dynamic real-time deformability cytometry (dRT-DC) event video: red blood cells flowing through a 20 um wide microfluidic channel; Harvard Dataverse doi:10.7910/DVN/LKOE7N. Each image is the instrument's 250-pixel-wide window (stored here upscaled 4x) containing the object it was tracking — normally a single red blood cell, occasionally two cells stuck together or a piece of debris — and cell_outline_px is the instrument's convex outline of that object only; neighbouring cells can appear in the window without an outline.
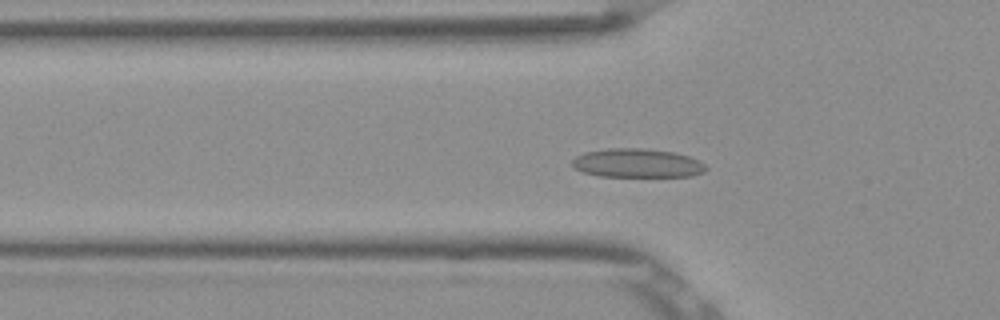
{"species": "Egyptian fruit bat (a non-hibernating species)", "species_latin": "Rousettus aegyptiacus", "temperature_condition": "room temperature", "stored_images_in_passage": 53, "camera_frame_rate_fps": 3000, "um_per_image_px": 0.085, "frame": {"image": 1, "passage_image": 18, "time_ms": 5.667, "image_size_px": [1000, 320], "cell_outline_px": [[708, 168], [704, 172], [692, 176], [600, 176], [584, 172], [576, 168], [572, 164], [572, 160], [576, 156], [584, 152], [608, 148], [644, 148], [676, 152], [688, 156], [704, 164]], "centroid_in_image_um": [54.17, 13.85], "position_along_channel_um": 71.6, "area_um2": 22.43}}
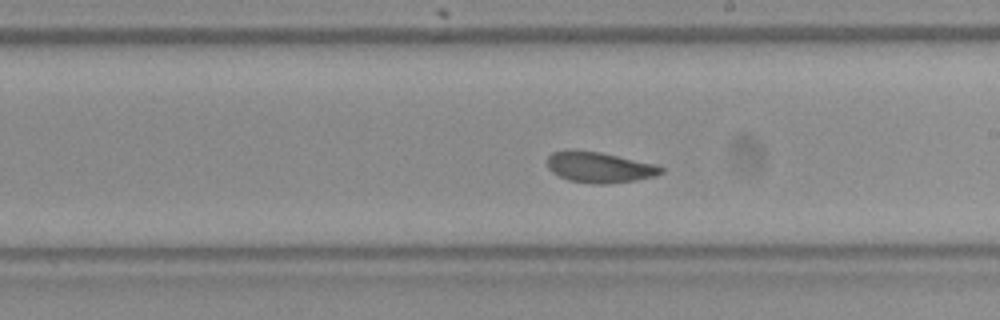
{"frame": {"image": 2, "passage_image": 31, "time_ms": 10.0, "image_size_px": [1000, 320], "cell_outline_px": [[664, 172], [656, 176], [636, 180], [604, 184], [596, 184], [568, 180], [552, 172], [548, 168], [548, 156], [552, 152], [600, 152], [656, 164], [664, 168]], "centroid_in_image_um": [51.02, 14.25], "position_along_channel_um": 238.0, "area_um2": 19.88}}
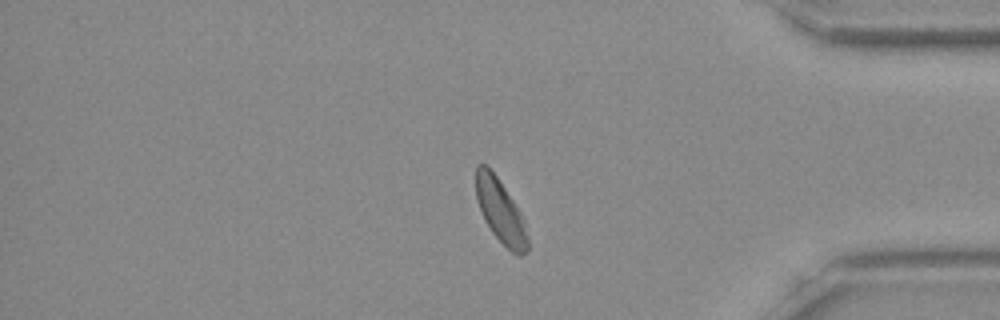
{"frame": {"image": 3, "passage_image": 45, "time_ms": 14.667, "image_size_px": [1000, 320], "cell_outline_px": [[528, 252], [520, 256], [516, 256], [492, 232], [484, 220], [476, 200], [476, 164], [484, 164], [496, 176], [520, 212], [524, 220], [528, 240]], "centroid_in_image_um": [42.54, 17.99], "position_along_channel_um": 392.7, "area_um2": 18.84}, "authors_computed_cell_mechanics": {"area_um2": 20.9236, "velocity_mm_per_s": 3.8304, "shape_relaxation_time_tau1_ms": 6.3588, "shape_relaxation_time_tau2_ms": 0.8032, "deformation_change_tau1": 0.1045, "deformation_change_tau2": 0.0479}}